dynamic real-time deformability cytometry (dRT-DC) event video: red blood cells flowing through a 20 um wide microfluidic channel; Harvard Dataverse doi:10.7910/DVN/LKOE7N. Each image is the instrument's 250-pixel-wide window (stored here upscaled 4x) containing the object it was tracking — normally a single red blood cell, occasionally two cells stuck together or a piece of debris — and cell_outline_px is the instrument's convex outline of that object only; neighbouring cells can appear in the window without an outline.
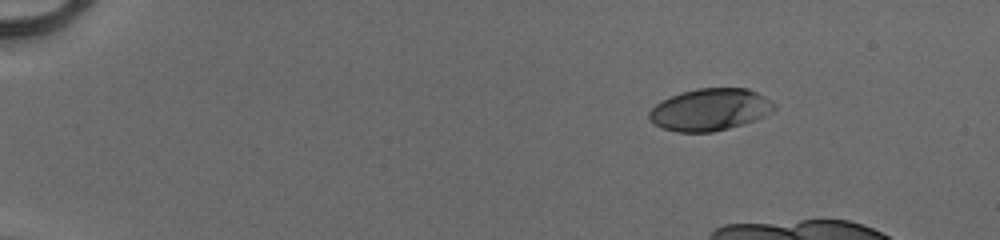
{"species": "human", "species_latin": "Homo sapiens", "temperature_condition": "cold", "stored_images_in_passage": 16, "camera_frame_rate_fps": 3000, "um_per_image_px": 0.085, "donor": {"sex": "male"}, "frame": {"image": 1, "passage_image": 1, "time_ms": 0.0, "image_size_px": [1000, 240], "cell_outline_px": [[776, 108], [772, 112], [756, 120], [744, 124], [712, 132], [676, 132], [664, 128], [648, 120], [648, 112], [656, 104], [680, 92], [696, 88], [748, 88], [772, 100], [776, 104]], "centroid_in_image_um": [60.38, 9.31], "position_along_channel_um": 24.6, "area_um2": 30.75}}
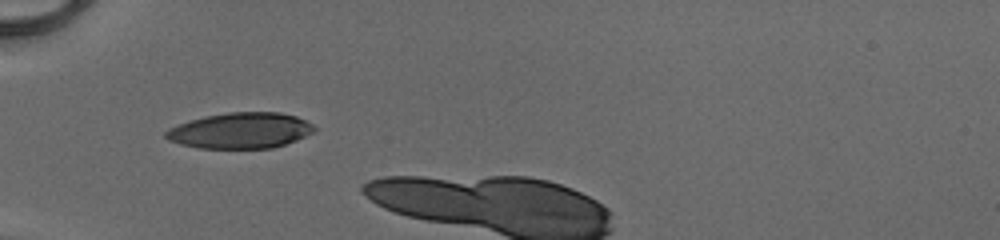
{"frame": {"image": 2, "passage_image": 12, "time_ms": 3.667, "image_size_px": [1000, 240], "cell_outline_px": [[316, 128], [312, 132], [296, 140], [272, 148], [200, 148], [180, 144], [168, 140], [164, 136], [164, 132], [168, 128], [176, 124], [204, 116], [228, 112], [280, 112], [296, 116], [312, 124]], "centroid_in_image_um": [20.39, 11.09], "position_along_channel_um": 64.6, "area_um2": 30.98}}